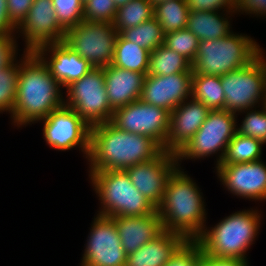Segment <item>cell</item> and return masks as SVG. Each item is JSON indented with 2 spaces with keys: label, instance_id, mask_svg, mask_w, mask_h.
<instances>
[{
  "label": "cell",
  "instance_id": "6da1fadb",
  "mask_svg": "<svg viewBox=\"0 0 266 266\" xmlns=\"http://www.w3.org/2000/svg\"><path fill=\"white\" fill-rule=\"evenodd\" d=\"M163 148L150 137L123 131L110 121L91 127L90 173L125 170L156 158Z\"/></svg>",
  "mask_w": 266,
  "mask_h": 266
},
{
  "label": "cell",
  "instance_id": "7a4b0ae2",
  "mask_svg": "<svg viewBox=\"0 0 266 266\" xmlns=\"http://www.w3.org/2000/svg\"><path fill=\"white\" fill-rule=\"evenodd\" d=\"M20 61L17 97L11 118L18 125L41 121L65 102L60 83L34 53L25 51Z\"/></svg>",
  "mask_w": 266,
  "mask_h": 266
},
{
  "label": "cell",
  "instance_id": "3957f363",
  "mask_svg": "<svg viewBox=\"0 0 266 266\" xmlns=\"http://www.w3.org/2000/svg\"><path fill=\"white\" fill-rule=\"evenodd\" d=\"M196 183L178 167L169 177L156 211L163 230L196 240L206 228L205 205Z\"/></svg>",
  "mask_w": 266,
  "mask_h": 266
},
{
  "label": "cell",
  "instance_id": "277c9868",
  "mask_svg": "<svg viewBox=\"0 0 266 266\" xmlns=\"http://www.w3.org/2000/svg\"><path fill=\"white\" fill-rule=\"evenodd\" d=\"M244 210L225 217L211 230L204 229L196 239L202 252L210 257L247 260L246 251L257 236L260 214Z\"/></svg>",
  "mask_w": 266,
  "mask_h": 266
},
{
  "label": "cell",
  "instance_id": "5b68a950",
  "mask_svg": "<svg viewBox=\"0 0 266 266\" xmlns=\"http://www.w3.org/2000/svg\"><path fill=\"white\" fill-rule=\"evenodd\" d=\"M261 51L252 38L231 31L224 38L199 41L192 72L193 75L222 76L248 66Z\"/></svg>",
  "mask_w": 266,
  "mask_h": 266
},
{
  "label": "cell",
  "instance_id": "8992f818",
  "mask_svg": "<svg viewBox=\"0 0 266 266\" xmlns=\"http://www.w3.org/2000/svg\"><path fill=\"white\" fill-rule=\"evenodd\" d=\"M89 176L103 207L97 215L134 217L157 212L156 207L133 186L125 171H95Z\"/></svg>",
  "mask_w": 266,
  "mask_h": 266
},
{
  "label": "cell",
  "instance_id": "52a82bcc",
  "mask_svg": "<svg viewBox=\"0 0 266 266\" xmlns=\"http://www.w3.org/2000/svg\"><path fill=\"white\" fill-rule=\"evenodd\" d=\"M263 54L261 51L248 66L220 76L225 95V110L233 113L245 112L254 108L258 102L265 105L266 60Z\"/></svg>",
  "mask_w": 266,
  "mask_h": 266
},
{
  "label": "cell",
  "instance_id": "ba28073f",
  "mask_svg": "<svg viewBox=\"0 0 266 266\" xmlns=\"http://www.w3.org/2000/svg\"><path fill=\"white\" fill-rule=\"evenodd\" d=\"M66 89L68 100L64 104L75 110L90 127L112 119L114 110L107 98L103 68L91 69Z\"/></svg>",
  "mask_w": 266,
  "mask_h": 266
},
{
  "label": "cell",
  "instance_id": "9c48e42d",
  "mask_svg": "<svg viewBox=\"0 0 266 266\" xmlns=\"http://www.w3.org/2000/svg\"><path fill=\"white\" fill-rule=\"evenodd\" d=\"M237 114L222 110H210L196 134L177 153V161L200 159L221 151L217 166L224 158L227 145L236 133Z\"/></svg>",
  "mask_w": 266,
  "mask_h": 266
},
{
  "label": "cell",
  "instance_id": "30bf717a",
  "mask_svg": "<svg viewBox=\"0 0 266 266\" xmlns=\"http://www.w3.org/2000/svg\"><path fill=\"white\" fill-rule=\"evenodd\" d=\"M118 35L113 23L83 20L66 31L63 42L93 68H103L112 64Z\"/></svg>",
  "mask_w": 266,
  "mask_h": 266
},
{
  "label": "cell",
  "instance_id": "8fae6325",
  "mask_svg": "<svg viewBox=\"0 0 266 266\" xmlns=\"http://www.w3.org/2000/svg\"><path fill=\"white\" fill-rule=\"evenodd\" d=\"M169 121V111L141 100L114 110L110 120L120 130L150 137L163 150L169 131Z\"/></svg>",
  "mask_w": 266,
  "mask_h": 266
},
{
  "label": "cell",
  "instance_id": "7c38bea8",
  "mask_svg": "<svg viewBox=\"0 0 266 266\" xmlns=\"http://www.w3.org/2000/svg\"><path fill=\"white\" fill-rule=\"evenodd\" d=\"M43 135L53 149L70 150L76 146L88 158L90 153L91 127L71 107L63 104L44 119Z\"/></svg>",
  "mask_w": 266,
  "mask_h": 266
},
{
  "label": "cell",
  "instance_id": "4fadbf2b",
  "mask_svg": "<svg viewBox=\"0 0 266 266\" xmlns=\"http://www.w3.org/2000/svg\"><path fill=\"white\" fill-rule=\"evenodd\" d=\"M91 228L81 266H125L127 254L115 220L97 215Z\"/></svg>",
  "mask_w": 266,
  "mask_h": 266
},
{
  "label": "cell",
  "instance_id": "5bb4252c",
  "mask_svg": "<svg viewBox=\"0 0 266 266\" xmlns=\"http://www.w3.org/2000/svg\"><path fill=\"white\" fill-rule=\"evenodd\" d=\"M178 163L175 153L163 150L156 158L124 171L133 186L157 208L162 201L167 181L178 168Z\"/></svg>",
  "mask_w": 266,
  "mask_h": 266
},
{
  "label": "cell",
  "instance_id": "9a60e30c",
  "mask_svg": "<svg viewBox=\"0 0 266 266\" xmlns=\"http://www.w3.org/2000/svg\"><path fill=\"white\" fill-rule=\"evenodd\" d=\"M16 29L24 34L25 50L29 52L48 43L62 42L66 33L57 21L52 0H34L26 18Z\"/></svg>",
  "mask_w": 266,
  "mask_h": 266
},
{
  "label": "cell",
  "instance_id": "2e32d148",
  "mask_svg": "<svg viewBox=\"0 0 266 266\" xmlns=\"http://www.w3.org/2000/svg\"><path fill=\"white\" fill-rule=\"evenodd\" d=\"M192 75L193 73H177L168 76L147 74L143 81L140 100L164 108L171 113L178 105L191 98Z\"/></svg>",
  "mask_w": 266,
  "mask_h": 266
},
{
  "label": "cell",
  "instance_id": "e0dca14e",
  "mask_svg": "<svg viewBox=\"0 0 266 266\" xmlns=\"http://www.w3.org/2000/svg\"><path fill=\"white\" fill-rule=\"evenodd\" d=\"M218 178L234 195L254 200L266 199V165L262 160L216 166Z\"/></svg>",
  "mask_w": 266,
  "mask_h": 266
},
{
  "label": "cell",
  "instance_id": "ac0fdd59",
  "mask_svg": "<svg viewBox=\"0 0 266 266\" xmlns=\"http://www.w3.org/2000/svg\"><path fill=\"white\" fill-rule=\"evenodd\" d=\"M47 51L48 53L51 52V58H48L49 61L44 57L48 55L46 54ZM34 53L47 66L50 74L62 87H67L93 69L92 65L87 60L81 58L63 41L40 46Z\"/></svg>",
  "mask_w": 266,
  "mask_h": 266
},
{
  "label": "cell",
  "instance_id": "d6986e66",
  "mask_svg": "<svg viewBox=\"0 0 266 266\" xmlns=\"http://www.w3.org/2000/svg\"><path fill=\"white\" fill-rule=\"evenodd\" d=\"M185 100L170 113L165 151L177 153L196 134L209 109L195 99Z\"/></svg>",
  "mask_w": 266,
  "mask_h": 266
},
{
  "label": "cell",
  "instance_id": "ffe728a7",
  "mask_svg": "<svg viewBox=\"0 0 266 266\" xmlns=\"http://www.w3.org/2000/svg\"><path fill=\"white\" fill-rule=\"evenodd\" d=\"M121 245L127 255L157 237L162 231V221L157 212L143 216L113 217Z\"/></svg>",
  "mask_w": 266,
  "mask_h": 266
},
{
  "label": "cell",
  "instance_id": "44dd1931",
  "mask_svg": "<svg viewBox=\"0 0 266 266\" xmlns=\"http://www.w3.org/2000/svg\"><path fill=\"white\" fill-rule=\"evenodd\" d=\"M105 86L113 110L140 100L145 74L108 65L103 67Z\"/></svg>",
  "mask_w": 266,
  "mask_h": 266
},
{
  "label": "cell",
  "instance_id": "7402d4cb",
  "mask_svg": "<svg viewBox=\"0 0 266 266\" xmlns=\"http://www.w3.org/2000/svg\"><path fill=\"white\" fill-rule=\"evenodd\" d=\"M187 239L163 230L157 237L127 255L125 266H164Z\"/></svg>",
  "mask_w": 266,
  "mask_h": 266
},
{
  "label": "cell",
  "instance_id": "603a6c76",
  "mask_svg": "<svg viewBox=\"0 0 266 266\" xmlns=\"http://www.w3.org/2000/svg\"><path fill=\"white\" fill-rule=\"evenodd\" d=\"M186 28L200 41L220 39L230 34V23L218 11H190Z\"/></svg>",
  "mask_w": 266,
  "mask_h": 266
},
{
  "label": "cell",
  "instance_id": "cb8c5ba5",
  "mask_svg": "<svg viewBox=\"0 0 266 266\" xmlns=\"http://www.w3.org/2000/svg\"><path fill=\"white\" fill-rule=\"evenodd\" d=\"M149 54L148 50L126 40L119 33L115 44L112 65L147 75L149 72Z\"/></svg>",
  "mask_w": 266,
  "mask_h": 266
},
{
  "label": "cell",
  "instance_id": "d4e9b609",
  "mask_svg": "<svg viewBox=\"0 0 266 266\" xmlns=\"http://www.w3.org/2000/svg\"><path fill=\"white\" fill-rule=\"evenodd\" d=\"M177 73H193L192 64L181 54L163 44L149 54V75L168 76Z\"/></svg>",
  "mask_w": 266,
  "mask_h": 266
},
{
  "label": "cell",
  "instance_id": "484cf974",
  "mask_svg": "<svg viewBox=\"0 0 266 266\" xmlns=\"http://www.w3.org/2000/svg\"><path fill=\"white\" fill-rule=\"evenodd\" d=\"M191 98L203 103L209 110L225 109V95L220 76L192 75Z\"/></svg>",
  "mask_w": 266,
  "mask_h": 266
},
{
  "label": "cell",
  "instance_id": "4316f807",
  "mask_svg": "<svg viewBox=\"0 0 266 266\" xmlns=\"http://www.w3.org/2000/svg\"><path fill=\"white\" fill-rule=\"evenodd\" d=\"M189 12L186 0H170L154 5V17L164 34L185 29Z\"/></svg>",
  "mask_w": 266,
  "mask_h": 266
},
{
  "label": "cell",
  "instance_id": "83f0119b",
  "mask_svg": "<svg viewBox=\"0 0 266 266\" xmlns=\"http://www.w3.org/2000/svg\"><path fill=\"white\" fill-rule=\"evenodd\" d=\"M262 142L256 138L235 133L219 165L247 163L260 160Z\"/></svg>",
  "mask_w": 266,
  "mask_h": 266
},
{
  "label": "cell",
  "instance_id": "f1b7e54d",
  "mask_svg": "<svg viewBox=\"0 0 266 266\" xmlns=\"http://www.w3.org/2000/svg\"><path fill=\"white\" fill-rule=\"evenodd\" d=\"M154 17V5L149 0H130L117 9L113 26L118 33Z\"/></svg>",
  "mask_w": 266,
  "mask_h": 266
},
{
  "label": "cell",
  "instance_id": "f546056e",
  "mask_svg": "<svg viewBox=\"0 0 266 266\" xmlns=\"http://www.w3.org/2000/svg\"><path fill=\"white\" fill-rule=\"evenodd\" d=\"M120 34L126 40L139 45L149 52L162 45L165 36L161 25L155 17L137 26L124 29Z\"/></svg>",
  "mask_w": 266,
  "mask_h": 266
},
{
  "label": "cell",
  "instance_id": "4dcf8cb0",
  "mask_svg": "<svg viewBox=\"0 0 266 266\" xmlns=\"http://www.w3.org/2000/svg\"><path fill=\"white\" fill-rule=\"evenodd\" d=\"M0 69V113L8 111L11 116L17 97L20 64L14 63Z\"/></svg>",
  "mask_w": 266,
  "mask_h": 266
},
{
  "label": "cell",
  "instance_id": "1f68e13d",
  "mask_svg": "<svg viewBox=\"0 0 266 266\" xmlns=\"http://www.w3.org/2000/svg\"><path fill=\"white\" fill-rule=\"evenodd\" d=\"M199 39L187 28L165 34L163 45L176 51L191 64L198 52Z\"/></svg>",
  "mask_w": 266,
  "mask_h": 266
},
{
  "label": "cell",
  "instance_id": "d6a6232c",
  "mask_svg": "<svg viewBox=\"0 0 266 266\" xmlns=\"http://www.w3.org/2000/svg\"><path fill=\"white\" fill-rule=\"evenodd\" d=\"M57 21L67 31L82 22L84 4L81 0H52Z\"/></svg>",
  "mask_w": 266,
  "mask_h": 266
},
{
  "label": "cell",
  "instance_id": "836d02e7",
  "mask_svg": "<svg viewBox=\"0 0 266 266\" xmlns=\"http://www.w3.org/2000/svg\"><path fill=\"white\" fill-rule=\"evenodd\" d=\"M261 105L262 110L252 109L249 113L247 112L241 127L236 128V132L243 136L256 138L264 144L266 143V104Z\"/></svg>",
  "mask_w": 266,
  "mask_h": 266
},
{
  "label": "cell",
  "instance_id": "e575fe53",
  "mask_svg": "<svg viewBox=\"0 0 266 266\" xmlns=\"http://www.w3.org/2000/svg\"><path fill=\"white\" fill-rule=\"evenodd\" d=\"M117 9L113 0H88L84 4L83 19L91 22L113 23Z\"/></svg>",
  "mask_w": 266,
  "mask_h": 266
},
{
  "label": "cell",
  "instance_id": "d590c367",
  "mask_svg": "<svg viewBox=\"0 0 266 266\" xmlns=\"http://www.w3.org/2000/svg\"><path fill=\"white\" fill-rule=\"evenodd\" d=\"M202 248L196 240H187L164 266H199Z\"/></svg>",
  "mask_w": 266,
  "mask_h": 266
},
{
  "label": "cell",
  "instance_id": "8d00e7d4",
  "mask_svg": "<svg viewBox=\"0 0 266 266\" xmlns=\"http://www.w3.org/2000/svg\"><path fill=\"white\" fill-rule=\"evenodd\" d=\"M186 3L190 11H220L225 8L226 13L235 12V0H186Z\"/></svg>",
  "mask_w": 266,
  "mask_h": 266
},
{
  "label": "cell",
  "instance_id": "74e56055",
  "mask_svg": "<svg viewBox=\"0 0 266 266\" xmlns=\"http://www.w3.org/2000/svg\"><path fill=\"white\" fill-rule=\"evenodd\" d=\"M34 0H7L8 18L17 28L26 18Z\"/></svg>",
  "mask_w": 266,
  "mask_h": 266
},
{
  "label": "cell",
  "instance_id": "f35d334b",
  "mask_svg": "<svg viewBox=\"0 0 266 266\" xmlns=\"http://www.w3.org/2000/svg\"><path fill=\"white\" fill-rule=\"evenodd\" d=\"M17 43L13 34H0V69L9 66L16 58Z\"/></svg>",
  "mask_w": 266,
  "mask_h": 266
},
{
  "label": "cell",
  "instance_id": "ab89813d",
  "mask_svg": "<svg viewBox=\"0 0 266 266\" xmlns=\"http://www.w3.org/2000/svg\"><path fill=\"white\" fill-rule=\"evenodd\" d=\"M236 12H245L247 14L266 15V0H235Z\"/></svg>",
  "mask_w": 266,
  "mask_h": 266
},
{
  "label": "cell",
  "instance_id": "60d3db41",
  "mask_svg": "<svg viewBox=\"0 0 266 266\" xmlns=\"http://www.w3.org/2000/svg\"><path fill=\"white\" fill-rule=\"evenodd\" d=\"M247 263L245 260L210 257L202 252L199 266H249Z\"/></svg>",
  "mask_w": 266,
  "mask_h": 266
},
{
  "label": "cell",
  "instance_id": "b9f144b4",
  "mask_svg": "<svg viewBox=\"0 0 266 266\" xmlns=\"http://www.w3.org/2000/svg\"><path fill=\"white\" fill-rule=\"evenodd\" d=\"M16 30L8 18L7 0H0V34H13V31Z\"/></svg>",
  "mask_w": 266,
  "mask_h": 266
},
{
  "label": "cell",
  "instance_id": "7bdbcfd3",
  "mask_svg": "<svg viewBox=\"0 0 266 266\" xmlns=\"http://www.w3.org/2000/svg\"><path fill=\"white\" fill-rule=\"evenodd\" d=\"M117 8L126 5L130 0H113Z\"/></svg>",
  "mask_w": 266,
  "mask_h": 266
},
{
  "label": "cell",
  "instance_id": "ee69618b",
  "mask_svg": "<svg viewBox=\"0 0 266 266\" xmlns=\"http://www.w3.org/2000/svg\"><path fill=\"white\" fill-rule=\"evenodd\" d=\"M153 5H156L158 3H161V2H167V1H170V0H149Z\"/></svg>",
  "mask_w": 266,
  "mask_h": 266
},
{
  "label": "cell",
  "instance_id": "f6af8a7d",
  "mask_svg": "<svg viewBox=\"0 0 266 266\" xmlns=\"http://www.w3.org/2000/svg\"><path fill=\"white\" fill-rule=\"evenodd\" d=\"M83 2V4H85L88 0H81Z\"/></svg>",
  "mask_w": 266,
  "mask_h": 266
},
{
  "label": "cell",
  "instance_id": "bcb514c9",
  "mask_svg": "<svg viewBox=\"0 0 266 266\" xmlns=\"http://www.w3.org/2000/svg\"><path fill=\"white\" fill-rule=\"evenodd\" d=\"M265 104H266V87H265Z\"/></svg>",
  "mask_w": 266,
  "mask_h": 266
}]
</instances>
